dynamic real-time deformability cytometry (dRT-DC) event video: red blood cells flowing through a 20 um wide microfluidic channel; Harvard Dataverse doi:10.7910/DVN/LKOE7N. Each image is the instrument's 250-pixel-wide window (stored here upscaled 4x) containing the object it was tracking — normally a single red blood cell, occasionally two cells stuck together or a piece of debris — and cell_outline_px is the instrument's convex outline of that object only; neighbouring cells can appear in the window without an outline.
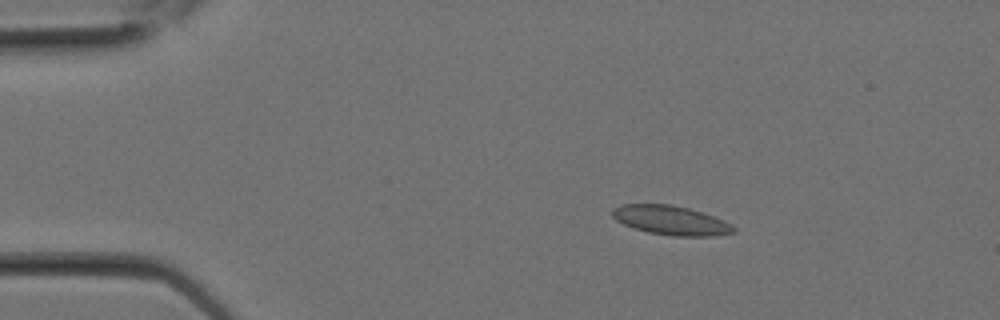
{"species": "Egyptian fruit bat (a non-hibernating species)", "species_latin": "Rousettus aegyptiacus", "temperature_condition": "room temperature", "stored_images_in_passage": 2, "camera_frame_rate_fps": 3000, "um_per_image_px": 0.085, "animal": {"sex": "female"}, "frame": {"image": 1, "passage_image": 1, "time_ms": 0.0, "image_size_px": [1000, 320], "cell_outline_px": [[736, 232], [716, 236], [672, 236], [648, 232], [624, 224], [616, 220], [612, 216], [612, 208], [620, 204], [672, 204], [688, 208], [724, 220], [732, 224], [736, 228]], "centroid_in_image_um": [57.04, 18.73], "position_along_channel_um": 28.0, "area_um2": 20.69}}
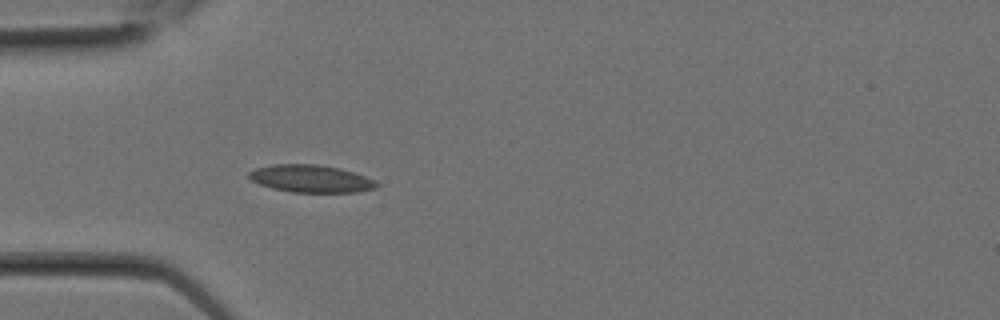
{"frame": {"image": 2, "passage_image": 2, "time_ms": 0.333, "image_size_px": [1000, 320], "cell_outline_px": [[380, 184], [376, 188], [356, 192], [292, 192], [272, 188], [260, 184], [252, 180], [248, 176], [248, 172], [256, 168], [272, 164], [316, 164], [340, 168], [376, 180]], "centroid_in_image_um": [26.43, 15.18], "position_along_channel_um": 58.6, "area_um2": 20.4}}